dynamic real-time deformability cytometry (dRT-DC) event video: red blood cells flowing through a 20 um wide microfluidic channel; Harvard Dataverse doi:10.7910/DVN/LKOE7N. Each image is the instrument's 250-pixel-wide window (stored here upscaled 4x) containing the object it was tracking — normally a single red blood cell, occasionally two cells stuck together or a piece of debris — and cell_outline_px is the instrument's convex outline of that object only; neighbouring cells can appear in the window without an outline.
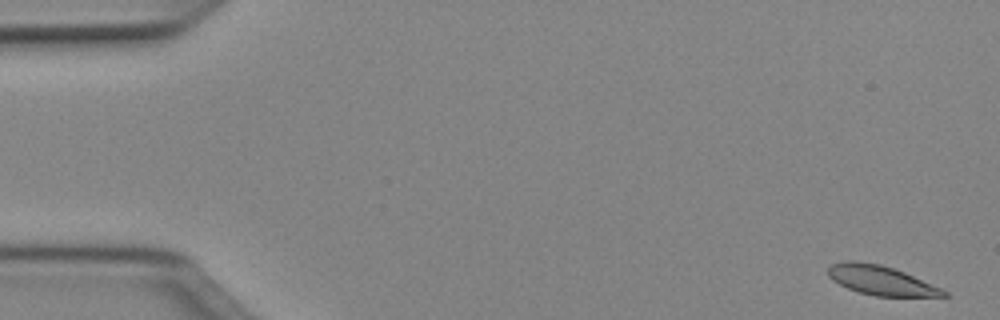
{"species": "Egyptian fruit bat (a non-hibernating species)", "species_latin": "Rousettus aegyptiacus", "temperature_condition": "cold", "stored_images_in_passage": 50, "camera_frame_rate_fps": 3000, "um_per_image_px": 0.085, "animal": {"sex": "female"}, "frame": {"image": 1, "passage_image": 1, "time_ms": 0.0, "image_size_px": [1000, 320], "cell_outline_px": [[948, 296], [876, 296], [860, 292], [848, 288], [832, 280], [828, 276], [828, 264], [844, 260], [852, 260], [880, 264], [904, 272], [944, 288], [948, 292]], "centroid_in_image_um": [74.88, 23.81], "position_along_channel_um": 10.1, "area_um2": 19.88}}
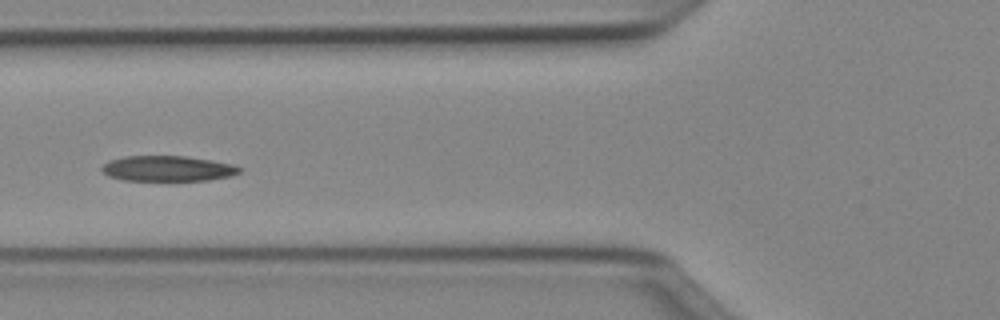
{"frame": {"image": 2, "passage_image": 19, "time_ms": 6.0, "image_size_px": [1000, 320], "cell_outline_px": [[244, 168], [240, 172], [232, 176], [208, 180], [124, 180], [108, 176], [100, 168], [108, 160], [124, 156], [188, 156], [212, 160], [232, 164]], "centroid_in_image_um": [14.28, 14.32], "position_along_channel_um": 111.5, "area_um2": 20.52}}
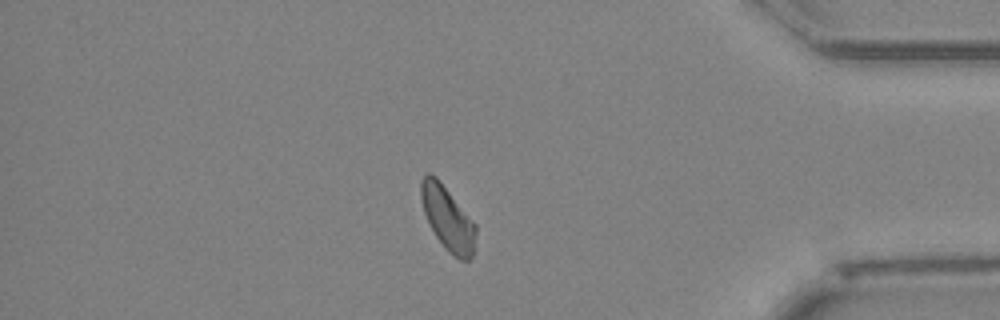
{"frame": {"image": 3, "passage_image": 43, "time_ms": 14.0, "image_size_px": [1000, 320], "cell_outline_px": [[476, 232], [472, 256], [468, 260], [460, 260], [448, 252], [444, 248], [436, 236], [424, 212], [420, 196], [420, 180], [428, 172], [436, 176], [476, 224]], "centroid_in_image_um": [38.04, 18.55], "position_along_channel_um": 397.2, "area_um2": 20.23}, "authors_computed_cell_mechanics": {"area_um2": 20.7213, "velocity_mm_per_s": 3.9669, "shape_relaxation_time_tau1_ms": 3.9934, "shape_relaxation_time_tau2_ms": 3.7116, "deformation_change_tau1": 0.1219, "deformation_change_tau2": 0.0967}}